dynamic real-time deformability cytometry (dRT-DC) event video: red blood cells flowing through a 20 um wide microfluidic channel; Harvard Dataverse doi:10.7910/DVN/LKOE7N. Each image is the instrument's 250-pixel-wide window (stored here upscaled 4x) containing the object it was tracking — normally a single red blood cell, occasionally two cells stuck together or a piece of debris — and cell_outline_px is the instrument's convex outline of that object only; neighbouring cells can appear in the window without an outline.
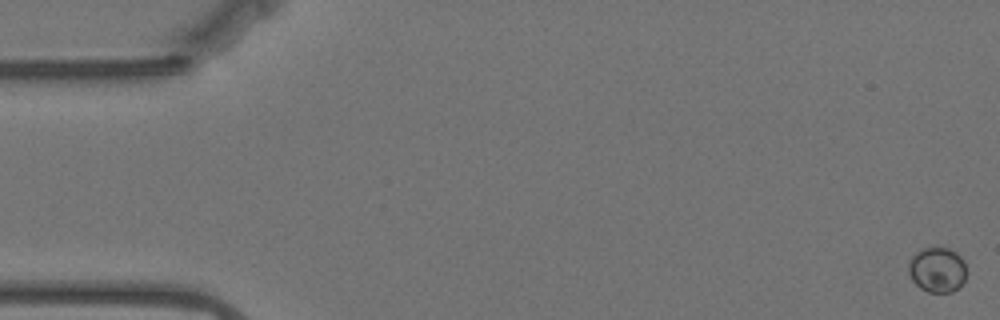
{"species": "Egyptian fruit bat (a non-hibernating species)", "species_latin": "Rousettus aegyptiacus", "temperature_condition": "warm", "stored_images_in_passage": 20, "camera_frame_rate_fps": 3000, "um_per_image_px": 0.085, "animal": {"sex": "female"}, "frame": {"image": 1, "passage_image": 1, "time_ms": 0.0, "image_size_px": [1000, 320], "cell_outline_px": [[964, 280], [960, 288], [952, 292], [928, 292], [920, 288], [912, 280], [908, 272], [908, 264], [912, 256], [920, 248], [948, 248], [956, 252], [964, 260]], "centroid_in_image_um": [79.65, 22.93], "position_along_channel_um": 5.4, "area_um2": 15.26}}
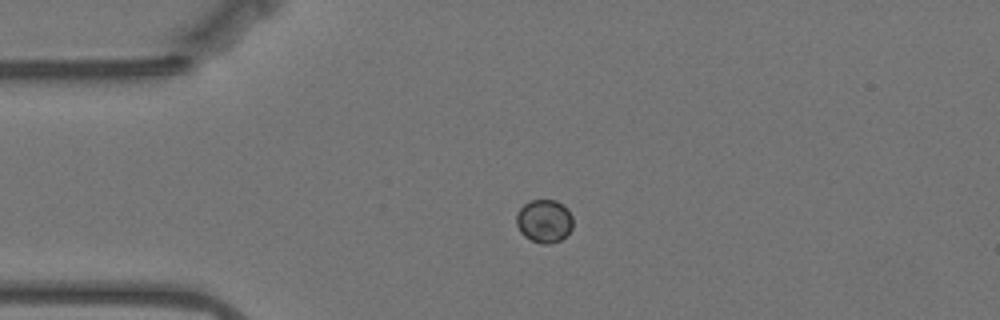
{"frame": {"image": 2, "passage_image": 14, "time_ms": 4.333, "image_size_px": [1000, 320], "cell_outline_px": [[572, 228], [560, 240], [548, 244], [540, 244], [524, 236], [520, 232], [516, 224], [516, 212], [524, 204], [532, 200], [556, 200], [568, 208], [572, 216]], "centroid_in_image_um": [46.24, 18.78], "position_along_channel_um": 38.8, "area_um2": 14.28}}
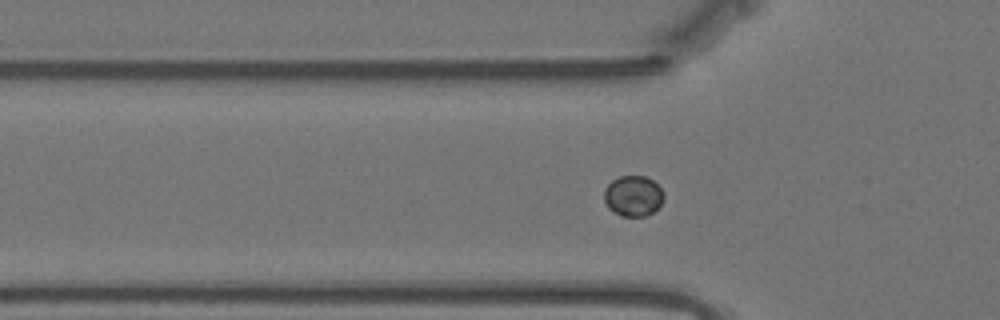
{"frame": {"image": 3, "passage_image": 19, "time_ms": 6.0, "image_size_px": [1000, 320], "cell_outline_px": [[664, 200], [652, 212], [644, 216], [620, 216], [608, 208], [604, 200], [604, 188], [612, 180], [620, 176], [644, 176], [652, 180], [660, 188], [664, 196]], "centroid_in_image_um": [53.79, 16.65], "position_along_channel_um": 72.0, "area_um2": 14.05}}